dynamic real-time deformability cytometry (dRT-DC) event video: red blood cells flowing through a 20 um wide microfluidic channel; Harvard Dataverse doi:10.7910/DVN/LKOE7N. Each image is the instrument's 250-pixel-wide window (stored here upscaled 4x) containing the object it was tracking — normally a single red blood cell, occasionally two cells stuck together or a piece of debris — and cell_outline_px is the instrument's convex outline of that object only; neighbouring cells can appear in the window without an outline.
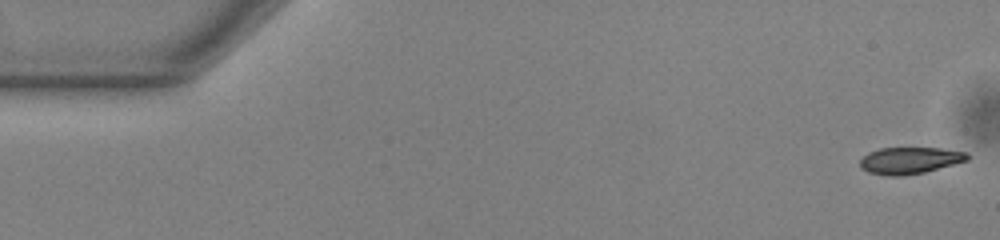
{"species": "common noctule bat (a hibernating species)", "species_latin": "Nyctalus noctula", "temperature_condition": "warm", "stored_images_in_passage": 53, "camera_frame_rate_fps": 3000, "um_per_image_px": 0.085, "animal": {"sex": "male", "body_mass_g": 13.0, "forearm_length_mm": 53.1}, "frame": {"image": 1, "passage_image": 1, "time_ms": 0.0, "image_size_px": [1000, 240], "cell_outline_px": [[968, 160], [924, 172], [900, 176], [888, 176], [868, 172], [860, 168], [860, 160], [868, 152], [880, 148], [940, 148], [968, 152]], "centroid_in_image_um": [77.31, 13.63], "position_along_channel_um": 7.7, "area_um2": 16.65}}
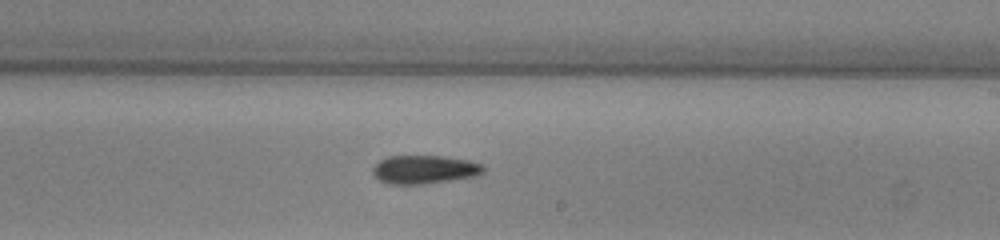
{"frame": {"image": 2, "passage_image": 31, "time_ms": 10.0, "image_size_px": [1000, 240], "cell_outline_px": [[484, 172], [476, 176], [452, 180], [424, 184], [388, 184], [380, 180], [372, 172], [372, 168], [380, 160], [388, 156], [440, 156], [468, 160], [484, 164]], "centroid_in_image_um": [36.09, 14.41], "position_along_channel_um": 252.9, "area_um2": 18.38}}
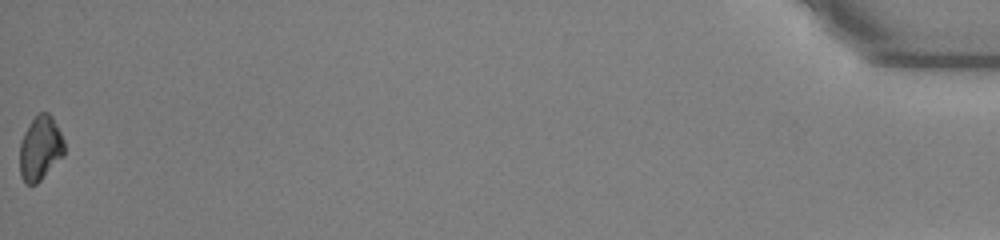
{"frame": {"image": 3, "passage_image": 53, "time_ms": 17.333, "image_size_px": [1000, 240], "cell_outline_px": [[64, 156], [36, 184], [24, 184], [20, 176], [20, 144], [24, 132], [32, 120], [40, 112], [48, 112], [52, 116], [64, 140]], "centroid_in_image_um": [3.42, 12.62], "position_along_channel_um": 431.8, "area_um2": 16.7}, "authors_computed_cell_mechanics": {"area_um2": 17.7446, "velocity_mm_per_s": 3.8753, "shape_relaxation_time_tau1_ms": 4.707, "shape_relaxation_time_tau2_ms": null, "deformation_change_tau1": 0.1103, "deformation_change_tau2": null}}